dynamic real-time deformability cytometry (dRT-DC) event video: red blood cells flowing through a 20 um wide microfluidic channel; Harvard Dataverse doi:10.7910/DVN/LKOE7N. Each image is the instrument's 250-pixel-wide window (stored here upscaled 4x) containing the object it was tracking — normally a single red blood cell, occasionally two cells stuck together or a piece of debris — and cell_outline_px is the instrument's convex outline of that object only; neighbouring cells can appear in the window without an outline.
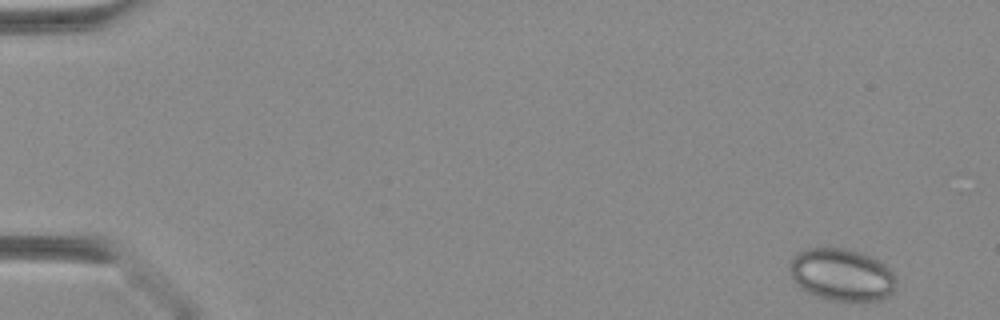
{"species": "Egyptian fruit bat (a non-hibernating species)", "species_latin": "Rousettus aegyptiacus", "temperature_condition": "warm", "stored_images_in_passage": 41, "camera_frame_rate_fps": 3000, "um_per_image_px": 0.085, "animal": {"sex": "female"}, "frame": {"image": 1, "passage_image": 1, "time_ms": 0.0, "image_size_px": [1000, 320], "cell_outline_px": [[896, 280], [892, 292], [888, 296], [880, 300], [828, 300], [816, 296], [800, 288], [792, 280], [788, 268], [792, 260], [804, 248], [844, 248], [860, 252], [872, 256], [880, 260], [892, 272]], "centroid_in_image_um": [71.53, 23.34], "position_along_channel_um": 13.5, "area_um2": 32.43}}
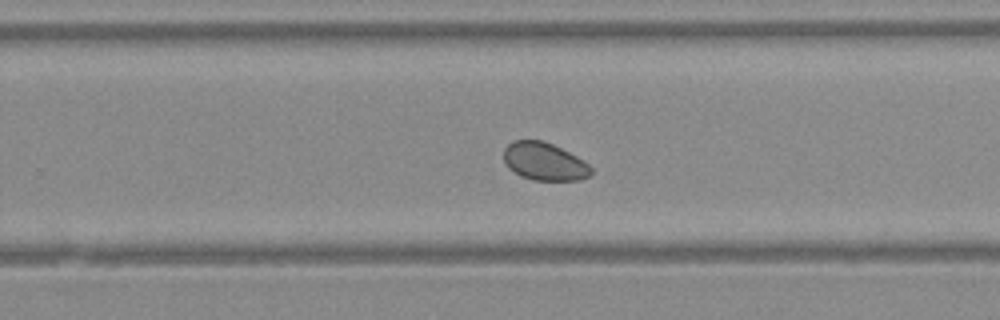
{"frame": {"image": 2, "passage_image": 27, "time_ms": 8.667, "image_size_px": [1000, 320], "cell_outline_px": [[592, 176], [580, 180], [532, 180], [520, 176], [508, 168], [504, 160], [504, 148], [512, 140], [544, 140], [576, 156], [588, 164], [592, 168]], "centroid_in_image_um": [46.26, 13.73], "position_along_channel_um": 283.5, "area_um2": 19.36}}
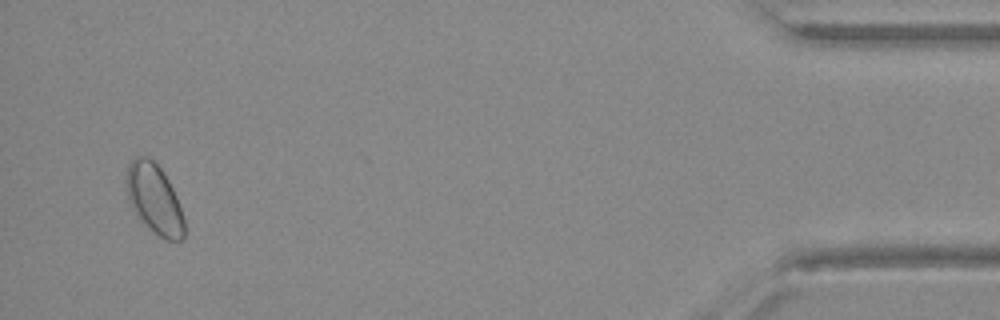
{"frame": {"image": 3, "passage_image": 40, "time_ms": 13.0, "image_size_px": [1000, 320], "cell_outline_px": [[184, 236], [180, 240], [164, 240], [148, 228], [132, 208], [128, 200], [124, 180], [128, 164], [136, 156], [144, 156], [152, 160], [160, 168], [168, 180], [176, 196], [184, 220]], "centroid_in_image_um": [13.08, 16.9], "position_along_channel_um": 422.1, "area_um2": 23.47}}